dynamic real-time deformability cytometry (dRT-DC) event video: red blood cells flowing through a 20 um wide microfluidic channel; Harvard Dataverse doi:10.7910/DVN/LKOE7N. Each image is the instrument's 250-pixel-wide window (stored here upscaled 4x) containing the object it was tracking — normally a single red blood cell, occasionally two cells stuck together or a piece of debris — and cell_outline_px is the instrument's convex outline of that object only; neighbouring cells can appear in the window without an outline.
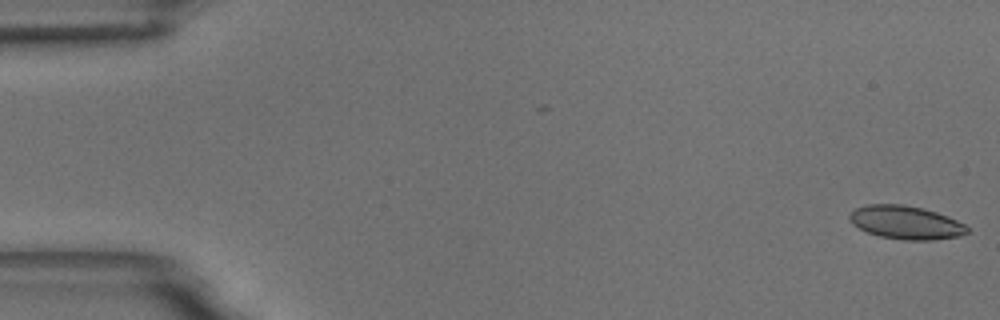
{"species": "common noctule bat (a hibernating species)", "species_latin": "Nyctalus noctula", "temperature_condition": "room temperature", "stored_images_in_passage": 3, "camera_frame_rate_fps": 3000, "um_per_image_px": 0.085, "animal": {"sex": "male", "body_mass_g": 18.8}, "frame": {"image": 1, "passage_image": 3, "time_ms": 0.667, "image_size_px": [1000, 320], "cell_outline_px": [[968, 232], [960, 236], [932, 240], [904, 240], [880, 236], [868, 232], [852, 224], [848, 216], [856, 208], [864, 204], [904, 204], [924, 208], [948, 216], [964, 224], [968, 228]], "centroid_in_image_um": [77.0, 18.9], "position_along_channel_um": 8.0, "area_um2": 22.89}}